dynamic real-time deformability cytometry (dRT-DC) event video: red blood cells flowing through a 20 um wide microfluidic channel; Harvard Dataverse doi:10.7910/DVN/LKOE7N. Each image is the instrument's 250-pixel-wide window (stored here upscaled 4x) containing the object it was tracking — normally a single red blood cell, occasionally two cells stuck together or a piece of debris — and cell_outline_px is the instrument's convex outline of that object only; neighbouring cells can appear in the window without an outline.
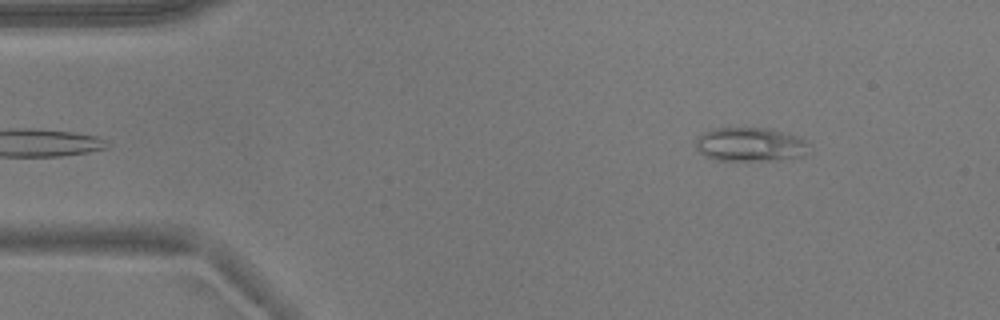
{"species": "common noctule bat (a hibernating species)", "species_latin": "Nyctalus noctula", "temperature_condition": "warm", "stored_images_in_passage": 47, "camera_frame_rate_fps": 3000, "um_per_image_px": 0.085, "animal": {"sex": "male", "body_mass_g": 17.9}, "frame": {"image": 1, "passage_image": 1, "time_ms": 0.0, "image_size_px": [1000, 320], "cell_outline_px": [[812, 152], [800, 156], [772, 160], [716, 160], [704, 156], [696, 148], [696, 140], [704, 132], [712, 128], [772, 128], [796, 136], [812, 144]], "centroid_in_image_um": [63.82, 12.28], "position_along_channel_um": 21.2, "area_um2": 22.6}}
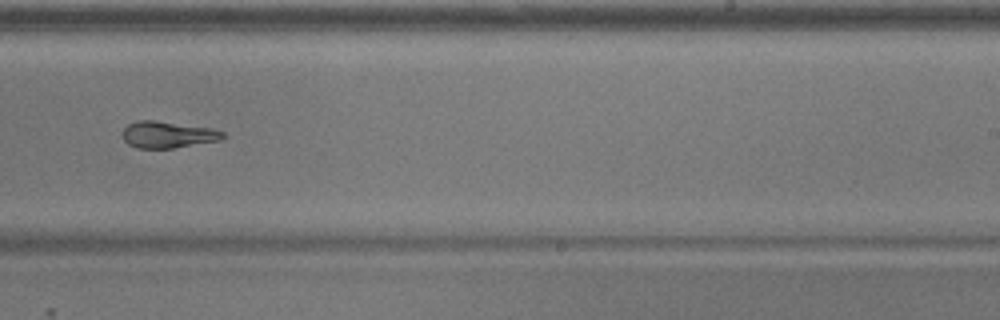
{"frame": {"image": 2, "passage_image": 27, "time_ms": 8.667, "image_size_px": [1000, 320], "cell_outline_px": [[224, 136], [220, 140], [172, 148], [136, 148], [128, 144], [124, 140], [120, 132], [128, 124], [136, 120], [156, 120], [212, 128], [224, 132]], "centroid_in_image_um": [14.21, 11.43], "position_along_channel_um": 274.8, "area_um2": 15.66}}
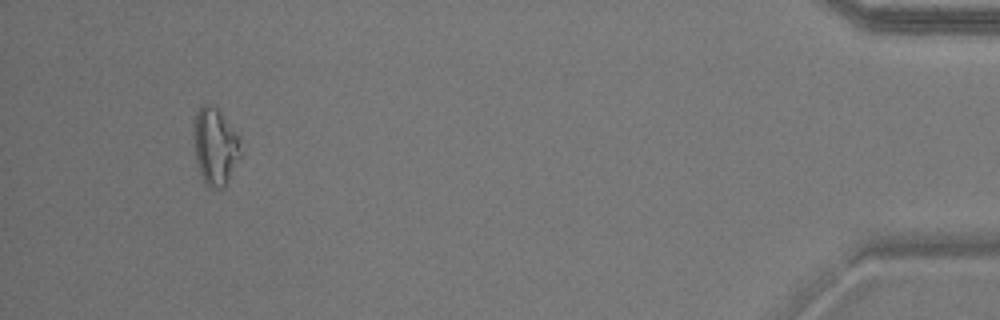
{"frame": {"image": 3, "passage_image": 44, "time_ms": 14.333, "image_size_px": [1000, 320], "cell_outline_px": [[244, 152], [224, 188], [208, 188], [200, 172], [196, 160], [192, 128], [196, 112], [200, 104], [216, 104], [240, 136]], "centroid_in_image_um": [18.33, 12.38], "position_along_channel_um": 416.9, "area_um2": 22.08}, "authors_computed_cell_mechanics": {"area_um2": 17.5134, "velocity_mm_per_s": 3.7804, "shape_relaxation_time_tau1_ms": null, "shape_relaxation_time_tau2_ms": 3.4025, "deformation_change_tau1": null, "deformation_change_tau2": 0.1011}}